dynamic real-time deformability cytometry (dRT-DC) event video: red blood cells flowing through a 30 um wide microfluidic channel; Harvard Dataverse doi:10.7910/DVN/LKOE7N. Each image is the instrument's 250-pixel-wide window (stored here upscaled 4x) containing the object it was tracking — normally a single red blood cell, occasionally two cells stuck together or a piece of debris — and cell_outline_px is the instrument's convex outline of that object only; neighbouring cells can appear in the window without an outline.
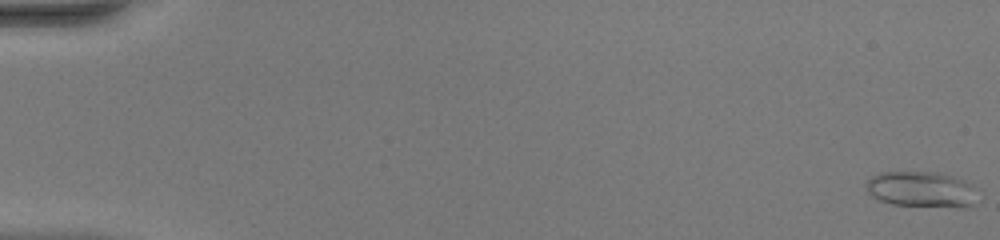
{"species": "common noctule bat (a hibernating species)", "species_latin": "Nyctalus noctula", "temperature_condition": "warm", "stored_images_in_passage": 51, "camera_frame_rate_fps": 3000, "um_per_image_px": 0.085, "animal": {"sex": "female", "body_mass_g": 20.0, "forearm_length_mm": 54.0}, "frame": {"image": 1, "passage_image": 1, "time_ms": 0.0, "image_size_px": [1000, 240], "cell_outline_px": [[976, 204], [964, 208], [956, 208], [892, 204], [880, 200], [872, 196], [868, 192], [864, 184], [872, 176], [880, 172], [936, 172], [952, 176], [964, 180], [972, 184], [976, 188]], "centroid_in_image_um": [78.36, 16.11], "position_along_channel_um": 6.6, "area_um2": 23.64}}
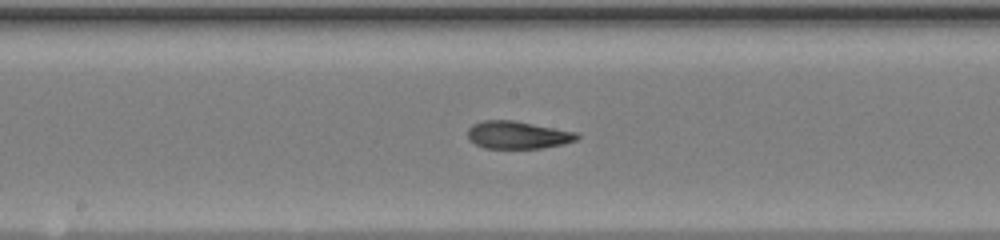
{"frame": {"image": 2, "passage_image": 28, "time_ms": 9.0, "image_size_px": [1000, 240], "cell_outline_px": [[580, 136], [576, 140], [564, 144], [540, 148], [484, 148], [468, 140], [468, 128], [472, 124], [484, 120], [512, 120], [576, 132]], "centroid_in_image_um": [43.97, 11.47], "position_along_channel_um": 204.2, "area_um2": 17.51}}
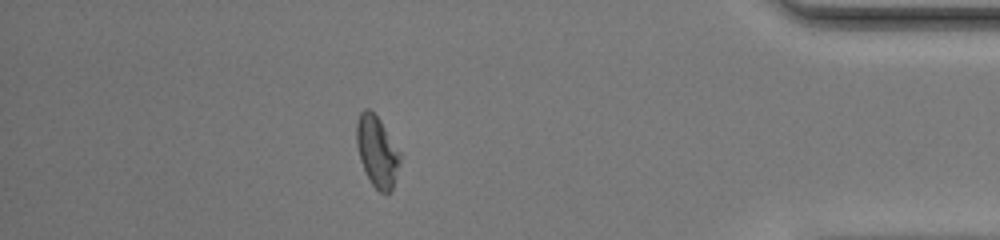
{"frame": {"image": 3, "passage_image": 45, "time_ms": 14.667, "image_size_px": [1000, 240], "cell_outline_px": [[404, 156], [392, 188], [388, 192], [380, 192], [372, 184], [360, 160], [356, 144], [356, 124], [360, 112], [364, 108], [368, 108], [380, 120]], "centroid_in_image_um": [32.08, 12.85], "position_along_channel_um": 403.1, "area_um2": 18.15}, "authors_computed_cell_mechanics": {"area_um2": 18.207, "velocity_mm_per_s": 4.1588, "shape_relaxation_time_tau1_ms": 4.656, "shape_relaxation_time_tau2_ms": 1.416, "deformation_change_tau1": 0.1809, "deformation_change_tau2": 0.0821}}